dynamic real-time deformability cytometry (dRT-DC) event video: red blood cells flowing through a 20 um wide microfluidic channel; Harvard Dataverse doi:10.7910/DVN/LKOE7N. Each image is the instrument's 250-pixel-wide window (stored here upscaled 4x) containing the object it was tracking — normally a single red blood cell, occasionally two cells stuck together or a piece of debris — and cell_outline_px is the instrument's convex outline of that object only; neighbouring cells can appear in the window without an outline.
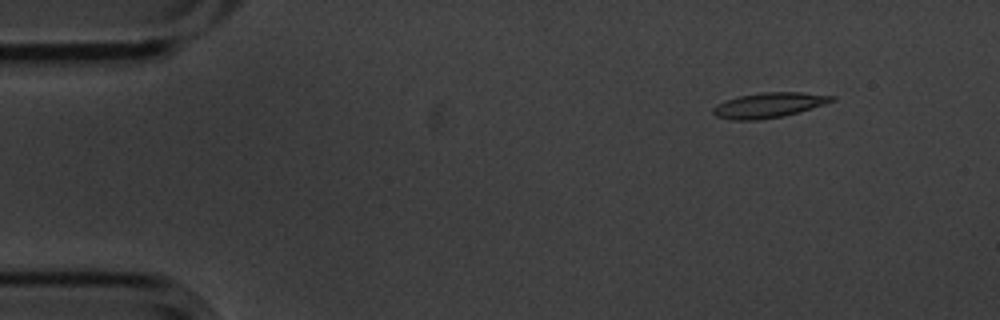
{"species": "common noctule bat (a hibernating species)", "species_latin": "Nyctalus noctula", "temperature_condition": "cold", "stored_images_in_passage": 6, "segment_of_instrument_passage": [1, 2], "camera_frame_rate_fps": 3000, "um_per_image_px": 0.085, "animal": {"sex": "male", "body_mass_g": 20.1, "forearm_length_mm": 53.5}, "frame": {"image": 1, "passage_image": 2, "time_ms": 0.333, "image_size_px": [1000, 320], "cell_outline_px": [[836, 100], [824, 104], [784, 116], [756, 120], [732, 120], [716, 116], [712, 112], [712, 108], [716, 104], [740, 96], [764, 92], [800, 92], [836, 96]], "centroid_in_image_um": [65.35, 8.94], "position_along_channel_um": 19.7, "area_um2": 17.17}}